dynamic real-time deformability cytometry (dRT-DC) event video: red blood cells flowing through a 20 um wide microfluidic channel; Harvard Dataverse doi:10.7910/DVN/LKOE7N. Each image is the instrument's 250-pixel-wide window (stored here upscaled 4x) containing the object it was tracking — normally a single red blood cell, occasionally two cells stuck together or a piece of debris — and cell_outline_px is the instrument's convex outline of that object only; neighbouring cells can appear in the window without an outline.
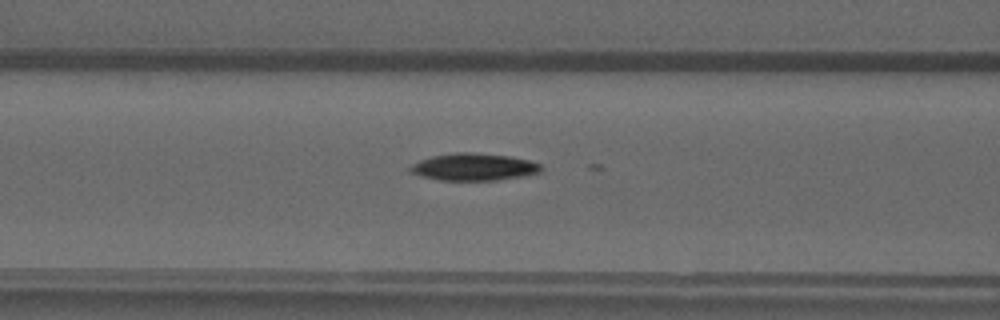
{"species": "common noctule bat (a hibernating species)", "species_latin": "Nyctalus noctula", "temperature_condition": "warm", "stored_images_in_passage": 33, "camera_frame_rate_fps": 3000, "um_per_image_px": 0.085, "animal": {"sex": "male", "forearm_length_mm": 52.5}, "frame": {"image": 1, "passage_image": 6, "time_ms": 1.667, "image_size_px": [1000, 320], "cell_outline_px": [[544, 168], [540, 172], [524, 176], [496, 180], [440, 180], [408, 172], [408, 168], [412, 164], [420, 160], [432, 156], [452, 152], [472, 152], [512, 156], [528, 160], [540, 164]], "centroid_in_image_um": [40.28, 14.18], "position_along_channel_um": 126.3, "area_um2": 20.87}}
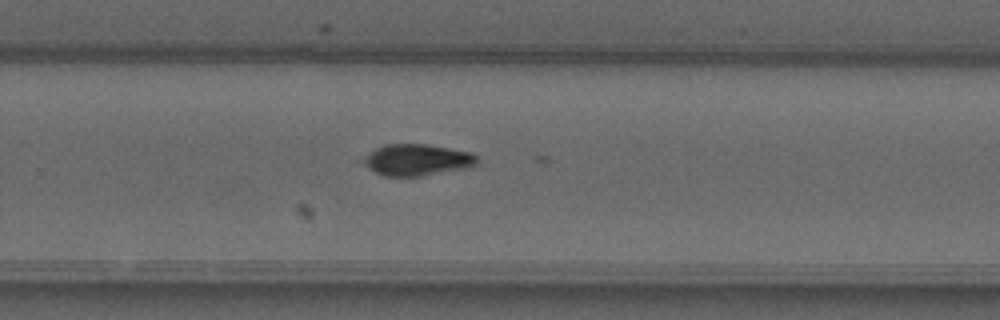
{"frame": {"image": 2, "passage_image": 18, "time_ms": 5.667, "image_size_px": [1000, 320], "cell_outline_px": [[476, 164], [472, 168], [420, 176], [384, 176], [376, 172], [364, 164], [364, 160], [376, 148], [384, 144], [428, 144], [472, 152], [476, 156]], "centroid_in_image_um": [35.53, 13.59], "position_along_channel_um": 294.3, "area_um2": 20.75}}
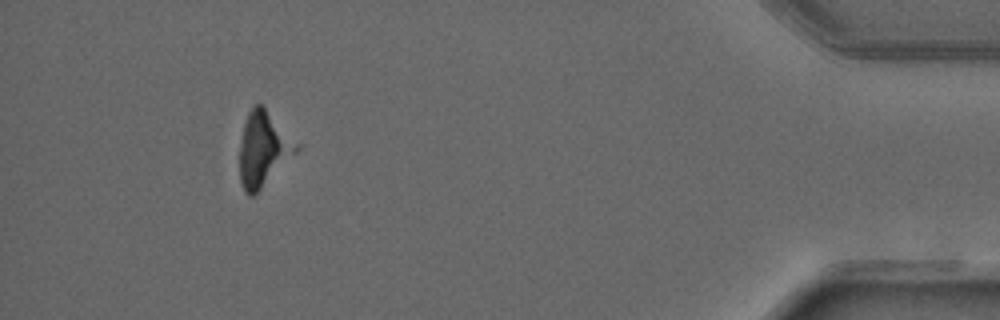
{"frame": {"image": 3, "passage_image": 31, "time_ms": 10.0, "image_size_px": [1000, 320], "cell_outline_px": [[300, 148], [252, 196], [248, 196], [244, 192], [240, 180], [240, 144], [244, 124], [248, 112], [256, 104], [260, 104], [300, 144]], "centroid_in_image_um": [22.37, 12.67], "position_along_channel_um": 412.8, "area_um2": 23.93}}